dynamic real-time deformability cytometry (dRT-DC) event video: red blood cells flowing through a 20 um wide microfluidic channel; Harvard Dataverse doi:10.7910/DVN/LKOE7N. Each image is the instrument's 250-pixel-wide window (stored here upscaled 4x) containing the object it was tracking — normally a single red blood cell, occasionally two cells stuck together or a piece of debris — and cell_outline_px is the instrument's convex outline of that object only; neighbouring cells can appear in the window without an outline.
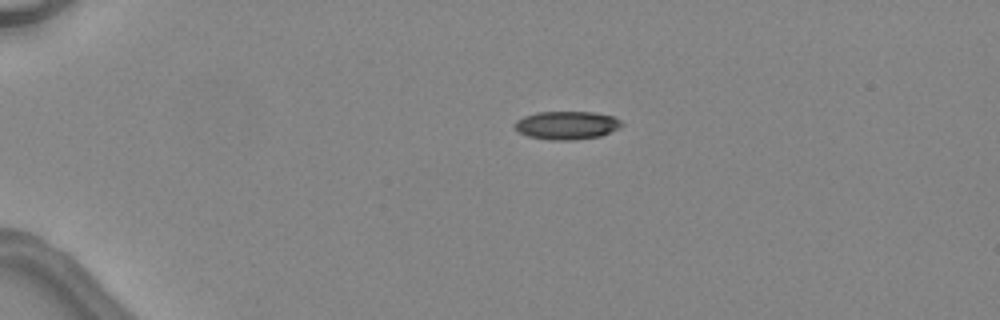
{"species": "common noctule bat (a hibernating species)", "species_latin": "Nyctalus noctula", "temperature_condition": "warm", "stored_images_in_passage": 6, "camera_frame_rate_fps": 3000, "um_per_image_px": 0.085, "animal": {"sex": "female", "body_mass_g": 24.6, "forearm_length_mm": 56.2}, "frame": {"image": 1, "passage_image": 1, "time_ms": 0.0, "image_size_px": [1000, 320], "cell_outline_px": [[624, 124], [620, 128], [600, 136], [572, 140], [552, 140], [528, 136], [520, 132], [516, 128], [516, 120], [524, 116], [536, 112], [592, 112], [612, 116], [620, 120]], "centroid_in_image_um": [48.2, 10.64], "position_along_channel_um": 36.8, "area_um2": 17.46}}
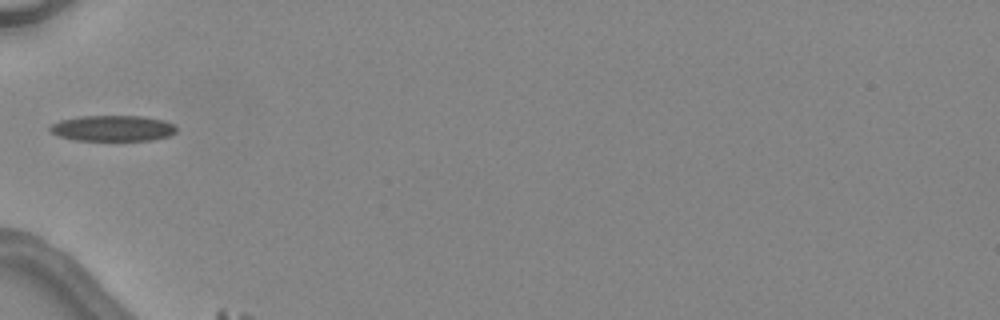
{"frame": {"image": 2, "passage_image": 3, "time_ms": 2.333, "image_size_px": [1000, 320], "cell_outline_px": [[176, 132], [168, 136], [152, 140], [76, 140], [60, 136], [52, 132], [48, 128], [52, 124], [60, 120], [80, 116], [144, 116], [164, 120], [172, 124], [176, 128]], "centroid_in_image_um": [9.59, 10.89], "position_along_channel_um": 75.4, "area_um2": 18.9}}